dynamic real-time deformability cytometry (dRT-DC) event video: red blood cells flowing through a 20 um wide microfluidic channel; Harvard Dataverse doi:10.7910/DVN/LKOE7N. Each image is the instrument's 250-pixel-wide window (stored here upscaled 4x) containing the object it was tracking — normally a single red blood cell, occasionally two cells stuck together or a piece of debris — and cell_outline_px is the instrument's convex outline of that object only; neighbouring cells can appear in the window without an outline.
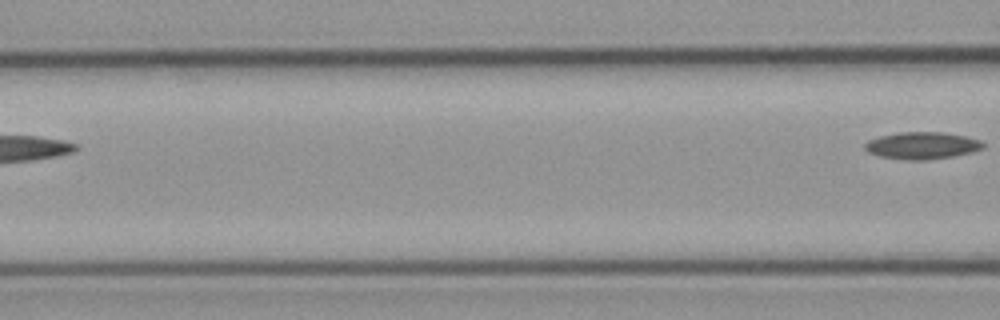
{"species": "common noctule bat (a hibernating species)", "species_latin": "Nyctalus noctula", "temperature_condition": "cold", "stored_images_in_passage": 6, "camera_frame_rate_fps": 3000, "um_per_image_px": 0.085, "animal": {"sex": "male", "body_mass_g": 23.1, "forearm_length_mm": 52.7}, "frame": {"image": 1, "passage_image": 6, "time_ms": 7.0, "image_size_px": [1000, 320], "cell_outline_px": [[984, 148], [972, 152], [952, 156], [928, 160], [912, 160], [880, 156], [868, 152], [864, 148], [864, 144], [868, 140], [880, 136], [900, 132], [944, 132], [964, 136], [980, 140], [984, 144]], "centroid_in_image_um": [78.38, 12.36], "position_along_channel_um": 88.2, "area_um2": 18.55}}